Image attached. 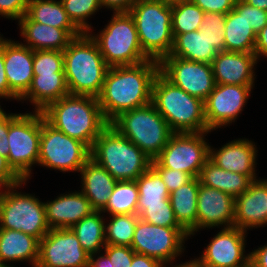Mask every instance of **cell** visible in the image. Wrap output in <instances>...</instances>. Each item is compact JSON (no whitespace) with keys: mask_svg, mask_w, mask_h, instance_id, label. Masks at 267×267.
Wrapping results in <instances>:
<instances>
[{"mask_svg":"<svg viewBox=\"0 0 267 267\" xmlns=\"http://www.w3.org/2000/svg\"><path fill=\"white\" fill-rule=\"evenodd\" d=\"M97 43L109 67L135 65L150 60L142 50L133 17L129 12L114 13L101 33H88Z\"/></svg>","mask_w":267,"mask_h":267,"instance_id":"ba28073f","label":"cell"},{"mask_svg":"<svg viewBox=\"0 0 267 267\" xmlns=\"http://www.w3.org/2000/svg\"><path fill=\"white\" fill-rule=\"evenodd\" d=\"M64 72L63 51L38 50L33 53V74Z\"/></svg>","mask_w":267,"mask_h":267,"instance_id":"ab89813d","label":"cell"},{"mask_svg":"<svg viewBox=\"0 0 267 267\" xmlns=\"http://www.w3.org/2000/svg\"><path fill=\"white\" fill-rule=\"evenodd\" d=\"M29 0H0V15L20 20L27 12Z\"/></svg>","mask_w":267,"mask_h":267,"instance_id":"ee69618b","label":"cell"},{"mask_svg":"<svg viewBox=\"0 0 267 267\" xmlns=\"http://www.w3.org/2000/svg\"><path fill=\"white\" fill-rule=\"evenodd\" d=\"M172 35L173 46L168 56L211 64L218 54L207 35L199 30Z\"/></svg>","mask_w":267,"mask_h":267,"instance_id":"f546056e","label":"cell"},{"mask_svg":"<svg viewBox=\"0 0 267 267\" xmlns=\"http://www.w3.org/2000/svg\"><path fill=\"white\" fill-rule=\"evenodd\" d=\"M245 20L257 35L267 25V11L245 2Z\"/></svg>","mask_w":267,"mask_h":267,"instance_id":"f6af8a7d","label":"cell"},{"mask_svg":"<svg viewBox=\"0 0 267 267\" xmlns=\"http://www.w3.org/2000/svg\"><path fill=\"white\" fill-rule=\"evenodd\" d=\"M33 53L31 48L13 40L4 39V69L10 88V99L20 100L33 80Z\"/></svg>","mask_w":267,"mask_h":267,"instance_id":"d6986e66","label":"cell"},{"mask_svg":"<svg viewBox=\"0 0 267 267\" xmlns=\"http://www.w3.org/2000/svg\"><path fill=\"white\" fill-rule=\"evenodd\" d=\"M151 103L174 133L211 132L207 127L204 101L174 85L161 72L152 86Z\"/></svg>","mask_w":267,"mask_h":267,"instance_id":"277c9868","label":"cell"},{"mask_svg":"<svg viewBox=\"0 0 267 267\" xmlns=\"http://www.w3.org/2000/svg\"><path fill=\"white\" fill-rule=\"evenodd\" d=\"M0 267H13V266H9L8 264H1Z\"/></svg>","mask_w":267,"mask_h":267,"instance_id":"91938a15","label":"cell"},{"mask_svg":"<svg viewBox=\"0 0 267 267\" xmlns=\"http://www.w3.org/2000/svg\"><path fill=\"white\" fill-rule=\"evenodd\" d=\"M257 150L255 143L248 139L233 140L223 145L217 151L209 149V160L216 166L248 176L252 181L257 180L255 173Z\"/></svg>","mask_w":267,"mask_h":267,"instance_id":"603a6c76","label":"cell"},{"mask_svg":"<svg viewBox=\"0 0 267 267\" xmlns=\"http://www.w3.org/2000/svg\"><path fill=\"white\" fill-rule=\"evenodd\" d=\"M139 190L136 180L117 181L114 190L101 212L112 215L137 214Z\"/></svg>","mask_w":267,"mask_h":267,"instance_id":"e575fe53","label":"cell"},{"mask_svg":"<svg viewBox=\"0 0 267 267\" xmlns=\"http://www.w3.org/2000/svg\"><path fill=\"white\" fill-rule=\"evenodd\" d=\"M206 133L209 132L174 133L155 159L165 168L183 171L192 178L199 177L209 160L210 145L204 140Z\"/></svg>","mask_w":267,"mask_h":267,"instance_id":"4fadbf2b","label":"cell"},{"mask_svg":"<svg viewBox=\"0 0 267 267\" xmlns=\"http://www.w3.org/2000/svg\"><path fill=\"white\" fill-rule=\"evenodd\" d=\"M164 267H166V266H164ZM172 267H173V265H172ZM174 267H205V266L202 265L196 258V259L190 260L184 264L182 263L179 265H175Z\"/></svg>","mask_w":267,"mask_h":267,"instance_id":"6f0895ef","label":"cell"},{"mask_svg":"<svg viewBox=\"0 0 267 267\" xmlns=\"http://www.w3.org/2000/svg\"><path fill=\"white\" fill-rule=\"evenodd\" d=\"M160 72L159 62L147 60L135 65L109 67L98 97L106 121L151 103L152 86Z\"/></svg>","mask_w":267,"mask_h":267,"instance_id":"6da1fadb","label":"cell"},{"mask_svg":"<svg viewBox=\"0 0 267 267\" xmlns=\"http://www.w3.org/2000/svg\"><path fill=\"white\" fill-rule=\"evenodd\" d=\"M26 15L32 21L58 29H79L69 18L60 0H29Z\"/></svg>","mask_w":267,"mask_h":267,"instance_id":"d6a6232c","label":"cell"},{"mask_svg":"<svg viewBox=\"0 0 267 267\" xmlns=\"http://www.w3.org/2000/svg\"><path fill=\"white\" fill-rule=\"evenodd\" d=\"M171 11L172 34H184L199 30L205 13L191 1L172 5Z\"/></svg>","mask_w":267,"mask_h":267,"instance_id":"8d00e7d4","label":"cell"},{"mask_svg":"<svg viewBox=\"0 0 267 267\" xmlns=\"http://www.w3.org/2000/svg\"><path fill=\"white\" fill-rule=\"evenodd\" d=\"M254 85L216 84L204 101L207 127L216 130L234 122L242 112Z\"/></svg>","mask_w":267,"mask_h":267,"instance_id":"2e32d148","label":"cell"},{"mask_svg":"<svg viewBox=\"0 0 267 267\" xmlns=\"http://www.w3.org/2000/svg\"><path fill=\"white\" fill-rule=\"evenodd\" d=\"M25 182L0 191V229L22 231L40 241L50 230L45 205L34 195L16 192Z\"/></svg>","mask_w":267,"mask_h":267,"instance_id":"9c48e42d","label":"cell"},{"mask_svg":"<svg viewBox=\"0 0 267 267\" xmlns=\"http://www.w3.org/2000/svg\"><path fill=\"white\" fill-rule=\"evenodd\" d=\"M258 58L254 53L232 51L218 52L212 61V70L216 84L253 85L254 65Z\"/></svg>","mask_w":267,"mask_h":267,"instance_id":"44dd1931","label":"cell"},{"mask_svg":"<svg viewBox=\"0 0 267 267\" xmlns=\"http://www.w3.org/2000/svg\"><path fill=\"white\" fill-rule=\"evenodd\" d=\"M225 19L226 14L217 12H205L199 31L209 38L217 52L225 51Z\"/></svg>","mask_w":267,"mask_h":267,"instance_id":"f35d334b","label":"cell"},{"mask_svg":"<svg viewBox=\"0 0 267 267\" xmlns=\"http://www.w3.org/2000/svg\"><path fill=\"white\" fill-rule=\"evenodd\" d=\"M204 12H217L227 14L234 9L237 0H190Z\"/></svg>","mask_w":267,"mask_h":267,"instance_id":"bcb514c9","label":"cell"},{"mask_svg":"<svg viewBox=\"0 0 267 267\" xmlns=\"http://www.w3.org/2000/svg\"><path fill=\"white\" fill-rule=\"evenodd\" d=\"M139 218L157 226L181 227L175 218L169 198L164 201V205L146 206Z\"/></svg>","mask_w":267,"mask_h":267,"instance_id":"60d3db41","label":"cell"},{"mask_svg":"<svg viewBox=\"0 0 267 267\" xmlns=\"http://www.w3.org/2000/svg\"><path fill=\"white\" fill-rule=\"evenodd\" d=\"M189 236L182 227L157 226L139 218L131 248L135 253L154 258L166 266L183 252V243Z\"/></svg>","mask_w":267,"mask_h":267,"instance_id":"7c38bea8","label":"cell"},{"mask_svg":"<svg viewBox=\"0 0 267 267\" xmlns=\"http://www.w3.org/2000/svg\"><path fill=\"white\" fill-rule=\"evenodd\" d=\"M0 98L10 99V88L4 69V39L2 36H0Z\"/></svg>","mask_w":267,"mask_h":267,"instance_id":"681fc988","label":"cell"},{"mask_svg":"<svg viewBox=\"0 0 267 267\" xmlns=\"http://www.w3.org/2000/svg\"><path fill=\"white\" fill-rule=\"evenodd\" d=\"M110 125L151 159L161 153L174 134L152 103L120 114Z\"/></svg>","mask_w":267,"mask_h":267,"instance_id":"52a82bcc","label":"cell"},{"mask_svg":"<svg viewBox=\"0 0 267 267\" xmlns=\"http://www.w3.org/2000/svg\"><path fill=\"white\" fill-rule=\"evenodd\" d=\"M80 174L81 192L95 211H101L106 206L117 180L91 158L80 169Z\"/></svg>","mask_w":267,"mask_h":267,"instance_id":"d4e9b609","label":"cell"},{"mask_svg":"<svg viewBox=\"0 0 267 267\" xmlns=\"http://www.w3.org/2000/svg\"><path fill=\"white\" fill-rule=\"evenodd\" d=\"M8 114L0 107V155L8 158Z\"/></svg>","mask_w":267,"mask_h":267,"instance_id":"c3c4849f","label":"cell"},{"mask_svg":"<svg viewBox=\"0 0 267 267\" xmlns=\"http://www.w3.org/2000/svg\"><path fill=\"white\" fill-rule=\"evenodd\" d=\"M138 0H100L101 7L110 8L113 13L129 12Z\"/></svg>","mask_w":267,"mask_h":267,"instance_id":"f907efd6","label":"cell"},{"mask_svg":"<svg viewBox=\"0 0 267 267\" xmlns=\"http://www.w3.org/2000/svg\"><path fill=\"white\" fill-rule=\"evenodd\" d=\"M113 267H130L135 251L129 246L109 245L104 247Z\"/></svg>","mask_w":267,"mask_h":267,"instance_id":"7bdbcfd3","label":"cell"},{"mask_svg":"<svg viewBox=\"0 0 267 267\" xmlns=\"http://www.w3.org/2000/svg\"><path fill=\"white\" fill-rule=\"evenodd\" d=\"M235 198L218 189L200 184L197 198L196 232L199 229L233 227Z\"/></svg>","mask_w":267,"mask_h":267,"instance_id":"ac0fdd59","label":"cell"},{"mask_svg":"<svg viewBox=\"0 0 267 267\" xmlns=\"http://www.w3.org/2000/svg\"><path fill=\"white\" fill-rule=\"evenodd\" d=\"M42 112L8 114V164L22 179L31 176V167L38 164Z\"/></svg>","mask_w":267,"mask_h":267,"instance_id":"30bf717a","label":"cell"},{"mask_svg":"<svg viewBox=\"0 0 267 267\" xmlns=\"http://www.w3.org/2000/svg\"><path fill=\"white\" fill-rule=\"evenodd\" d=\"M69 94L64 72L34 74L30 88L20 100H29L35 105V112H42Z\"/></svg>","mask_w":267,"mask_h":267,"instance_id":"4316f807","label":"cell"},{"mask_svg":"<svg viewBox=\"0 0 267 267\" xmlns=\"http://www.w3.org/2000/svg\"><path fill=\"white\" fill-rule=\"evenodd\" d=\"M247 4L267 11V0H243Z\"/></svg>","mask_w":267,"mask_h":267,"instance_id":"9f6ffc18","label":"cell"},{"mask_svg":"<svg viewBox=\"0 0 267 267\" xmlns=\"http://www.w3.org/2000/svg\"><path fill=\"white\" fill-rule=\"evenodd\" d=\"M225 51L254 53L257 35L245 20V2L237 0L234 9L226 14Z\"/></svg>","mask_w":267,"mask_h":267,"instance_id":"484cf974","label":"cell"},{"mask_svg":"<svg viewBox=\"0 0 267 267\" xmlns=\"http://www.w3.org/2000/svg\"><path fill=\"white\" fill-rule=\"evenodd\" d=\"M39 257V240L22 231L0 229V263L27 260L36 267Z\"/></svg>","mask_w":267,"mask_h":267,"instance_id":"83f0119b","label":"cell"},{"mask_svg":"<svg viewBox=\"0 0 267 267\" xmlns=\"http://www.w3.org/2000/svg\"><path fill=\"white\" fill-rule=\"evenodd\" d=\"M101 214V211H93L71 228L80 241V245L89 255L99 254L106 245L105 221Z\"/></svg>","mask_w":267,"mask_h":267,"instance_id":"1f68e13d","label":"cell"},{"mask_svg":"<svg viewBox=\"0 0 267 267\" xmlns=\"http://www.w3.org/2000/svg\"><path fill=\"white\" fill-rule=\"evenodd\" d=\"M136 183L139 190L138 216L146 210V206L164 205V201L169 198L170 193L165 183L152 167L141 174Z\"/></svg>","mask_w":267,"mask_h":267,"instance_id":"836d02e7","label":"cell"},{"mask_svg":"<svg viewBox=\"0 0 267 267\" xmlns=\"http://www.w3.org/2000/svg\"><path fill=\"white\" fill-rule=\"evenodd\" d=\"M89 256L71 228L50 229L39 241L36 267H89Z\"/></svg>","mask_w":267,"mask_h":267,"instance_id":"5bb4252c","label":"cell"},{"mask_svg":"<svg viewBox=\"0 0 267 267\" xmlns=\"http://www.w3.org/2000/svg\"><path fill=\"white\" fill-rule=\"evenodd\" d=\"M267 225V180L257 179L248 190L235 198L234 227L249 228Z\"/></svg>","mask_w":267,"mask_h":267,"instance_id":"ffe728a7","label":"cell"},{"mask_svg":"<svg viewBox=\"0 0 267 267\" xmlns=\"http://www.w3.org/2000/svg\"><path fill=\"white\" fill-rule=\"evenodd\" d=\"M42 113L55 129L80 140L90 149L109 125L103 116L98 98L92 96L69 94L51 103Z\"/></svg>","mask_w":267,"mask_h":267,"instance_id":"7a4b0ae2","label":"cell"},{"mask_svg":"<svg viewBox=\"0 0 267 267\" xmlns=\"http://www.w3.org/2000/svg\"><path fill=\"white\" fill-rule=\"evenodd\" d=\"M44 205L46 222L50 229L72 228L95 211L88 198L80 191L62 194Z\"/></svg>","mask_w":267,"mask_h":267,"instance_id":"cb8c5ba5","label":"cell"},{"mask_svg":"<svg viewBox=\"0 0 267 267\" xmlns=\"http://www.w3.org/2000/svg\"><path fill=\"white\" fill-rule=\"evenodd\" d=\"M64 74L71 95L98 98L109 66L88 33L74 38L63 51Z\"/></svg>","mask_w":267,"mask_h":267,"instance_id":"3957f363","label":"cell"},{"mask_svg":"<svg viewBox=\"0 0 267 267\" xmlns=\"http://www.w3.org/2000/svg\"><path fill=\"white\" fill-rule=\"evenodd\" d=\"M138 219L137 214L112 215L109 224H105V243L131 247Z\"/></svg>","mask_w":267,"mask_h":267,"instance_id":"d590c367","label":"cell"},{"mask_svg":"<svg viewBox=\"0 0 267 267\" xmlns=\"http://www.w3.org/2000/svg\"><path fill=\"white\" fill-rule=\"evenodd\" d=\"M250 267H267V244L250 252Z\"/></svg>","mask_w":267,"mask_h":267,"instance_id":"816d5d0a","label":"cell"},{"mask_svg":"<svg viewBox=\"0 0 267 267\" xmlns=\"http://www.w3.org/2000/svg\"><path fill=\"white\" fill-rule=\"evenodd\" d=\"M254 54L260 59V56L267 57V25L257 34Z\"/></svg>","mask_w":267,"mask_h":267,"instance_id":"f5cc1de1","label":"cell"},{"mask_svg":"<svg viewBox=\"0 0 267 267\" xmlns=\"http://www.w3.org/2000/svg\"><path fill=\"white\" fill-rule=\"evenodd\" d=\"M198 190L199 178L193 177L169 195L177 222L190 236L196 232Z\"/></svg>","mask_w":267,"mask_h":267,"instance_id":"f1b7e54d","label":"cell"},{"mask_svg":"<svg viewBox=\"0 0 267 267\" xmlns=\"http://www.w3.org/2000/svg\"><path fill=\"white\" fill-rule=\"evenodd\" d=\"M198 178L200 184L218 189L234 198L247 191L252 182L248 176L225 171L210 160L202 167Z\"/></svg>","mask_w":267,"mask_h":267,"instance_id":"4dcf8cb0","label":"cell"},{"mask_svg":"<svg viewBox=\"0 0 267 267\" xmlns=\"http://www.w3.org/2000/svg\"><path fill=\"white\" fill-rule=\"evenodd\" d=\"M90 148L50 125L42 113L38 165L60 170L78 171L90 159Z\"/></svg>","mask_w":267,"mask_h":267,"instance_id":"8fae6325","label":"cell"},{"mask_svg":"<svg viewBox=\"0 0 267 267\" xmlns=\"http://www.w3.org/2000/svg\"><path fill=\"white\" fill-rule=\"evenodd\" d=\"M161 1L165 2L167 5L172 6L178 3L189 2L190 0H161Z\"/></svg>","mask_w":267,"mask_h":267,"instance_id":"680465c9","label":"cell"},{"mask_svg":"<svg viewBox=\"0 0 267 267\" xmlns=\"http://www.w3.org/2000/svg\"><path fill=\"white\" fill-rule=\"evenodd\" d=\"M159 66L160 72L170 82L202 101L216 85L211 64L165 56Z\"/></svg>","mask_w":267,"mask_h":267,"instance_id":"9a60e30c","label":"cell"},{"mask_svg":"<svg viewBox=\"0 0 267 267\" xmlns=\"http://www.w3.org/2000/svg\"><path fill=\"white\" fill-rule=\"evenodd\" d=\"M96 255L97 254H92L89 256V267H113V264L106 254L102 256Z\"/></svg>","mask_w":267,"mask_h":267,"instance_id":"11a10c76","label":"cell"},{"mask_svg":"<svg viewBox=\"0 0 267 267\" xmlns=\"http://www.w3.org/2000/svg\"><path fill=\"white\" fill-rule=\"evenodd\" d=\"M90 158L117 181L136 180L151 167V158L110 124L96 138Z\"/></svg>","mask_w":267,"mask_h":267,"instance_id":"5b68a950","label":"cell"},{"mask_svg":"<svg viewBox=\"0 0 267 267\" xmlns=\"http://www.w3.org/2000/svg\"><path fill=\"white\" fill-rule=\"evenodd\" d=\"M246 231L237 227L222 228L197 260L205 267L250 266V254L245 255Z\"/></svg>","mask_w":267,"mask_h":267,"instance_id":"e0dca14e","label":"cell"},{"mask_svg":"<svg viewBox=\"0 0 267 267\" xmlns=\"http://www.w3.org/2000/svg\"><path fill=\"white\" fill-rule=\"evenodd\" d=\"M151 167L160 175L169 193L177 190L192 179L189 174L183 171L163 167L156 159L151 160Z\"/></svg>","mask_w":267,"mask_h":267,"instance_id":"b9f144b4","label":"cell"},{"mask_svg":"<svg viewBox=\"0 0 267 267\" xmlns=\"http://www.w3.org/2000/svg\"><path fill=\"white\" fill-rule=\"evenodd\" d=\"M72 22L83 32L89 33L91 24L86 20L101 7L100 0H60Z\"/></svg>","mask_w":267,"mask_h":267,"instance_id":"74e56055","label":"cell"},{"mask_svg":"<svg viewBox=\"0 0 267 267\" xmlns=\"http://www.w3.org/2000/svg\"><path fill=\"white\" fill-rule=\"evenodd\" d=\"M20 33L26 43L22 45L38 50L64 51L69 43L83 34L80 29H58L32 21L26 14L19 20Z\"/></svg>","mask_w":267,"mask_h":267,"instance_id":"7402d4cb","label":"cell"},{"mask_svg":"<svg viewBox=\"0 0 267 267\" xmlns=\"http://www.w3.org/2000/svg\"><path fill=\"white\" fill-rule=\"evenodd\" d=\"M130 267H164V265L154 258L135 253Z\"/></svg>","mask_w":267,"mask_h":267,"instance_id":"db71d44e","label":"cell"},{"mask_svg":"<svg viewBox=\"0 0 267 267\" xmlns=\"http://www.w3.org/2000/svg\"><path fill=\"white\" fill-rule=\"evenodd\" d=\"M143 53L160 62L173 46L171 6L161 0H138L129 11Z\"/></svg>","mask_w":267,"mask_h":267,"instance_id":"8992f818","label":"cell"},{"mask_svg":"<svg viewBox=\"0 0 267 267\" xmlns=\"http://www.w3.org/2000/svg\"><path fill=\"white\" fill-rule=\"evenodd\" d=\"M23 180L9 166L7 158L0 155V190L3 187H11Z\"/></svg>","mask_w":267,"mask_h":267,"instance_id":"7dc6e473","label":"cell"}]
</instances>
